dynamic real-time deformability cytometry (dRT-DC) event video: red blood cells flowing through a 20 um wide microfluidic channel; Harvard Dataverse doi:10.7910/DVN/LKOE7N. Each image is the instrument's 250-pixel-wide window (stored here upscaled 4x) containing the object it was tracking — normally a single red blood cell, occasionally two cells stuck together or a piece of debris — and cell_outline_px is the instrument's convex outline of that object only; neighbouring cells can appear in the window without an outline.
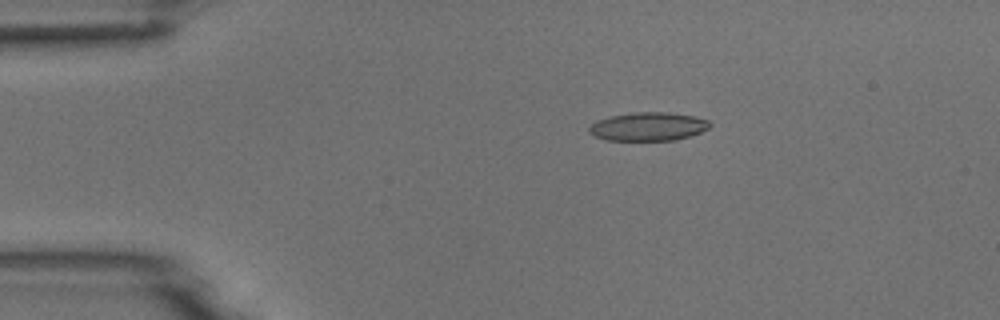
{"species": "common noctule bat (a hibernating species)", "species_latin": "Nyctalus noctula", "temperature_condition": "room temperature", "stored_images_in_passage": 5, "camera_frame_rate_fps": 3000, "um_per_image_px": 0.085, "animal": {"sex": "male", "body_mass_g": 18.8}, "frame": {"image": 1, "passage_image": 2, "time_ms": 0.333, "image_size_px": [1000, 320], "cell_outline_px": [[712, 124], [708, 128], [700, 132], [676, 140], [608, 140], [596, 136], [588, 132], [588, 128], [596, 120], [612, 116], [632, 112], [668, 112], [696, 116], [708, 120]], "centroid_in_image_um": [55.11, 10.74], "position_along_channel_um": 29.9, "area_um2": 20.0}}
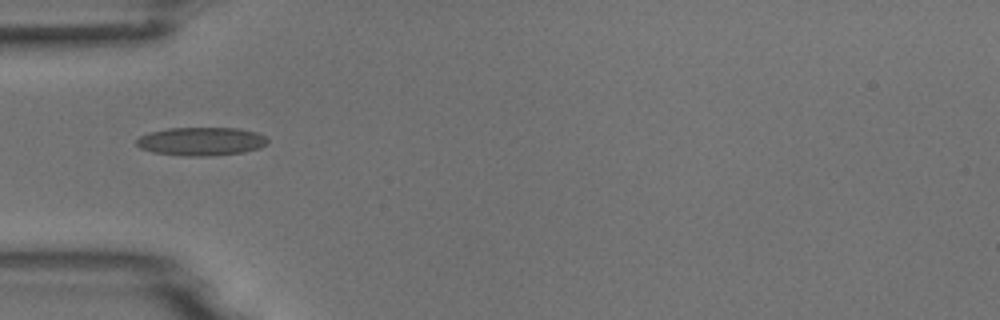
{"frame": {"image": 2, "passage_image": 4, "time_ms": 1.0, "image_size_px": [1000, 320], "cell_outline_px": [[268, 140], [260, 148], [244, 152], [212, 156], [184, 156], [152, 152], [140, 148], [136, 144], [136, 140], [140, 136], [148, 132], [168, 128], [236, 128], [256, 132], [264, 136]], "centroid_in_image_um": [17.06, 12.02], "position_along_channel_um": 67.9, "area_um2": 21.73}}